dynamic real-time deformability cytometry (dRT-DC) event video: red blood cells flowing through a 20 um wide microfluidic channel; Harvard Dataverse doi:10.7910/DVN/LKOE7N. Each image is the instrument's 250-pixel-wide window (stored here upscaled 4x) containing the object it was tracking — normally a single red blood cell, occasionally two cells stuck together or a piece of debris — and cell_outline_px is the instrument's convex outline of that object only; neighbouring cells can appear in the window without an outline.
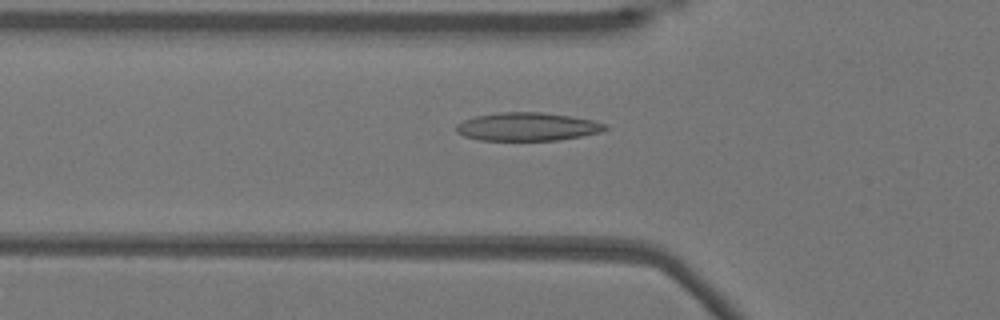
{"species": "Egyptian fruit bat (a non-hibernating species)", "species_latin": "Rousettus aegyptiacus", "temperature_condition": "warm", "stored_images_in_passage": 53, "camera_frame_rate_fps": 3000, "um_per_image_px": 0.085, "animal": {"sex": "female"}, "frame": {"image": 1, "passage_image": 18, "time_ms": 5.667, "image_size_px": [1000, 320], "cell_outline_px": [[608, 128], [600, 132], [560, 140], [480, 140], [464, 136], [456, 132], [456, 124], [464, 120], [476, 116], [500, 112], [544, 112], [592, 120], [608, 124]], "centroid_in_image_um": [44.82, 10.77], "position_along_channel_um": 81.0, "area_um2": 24.45}}
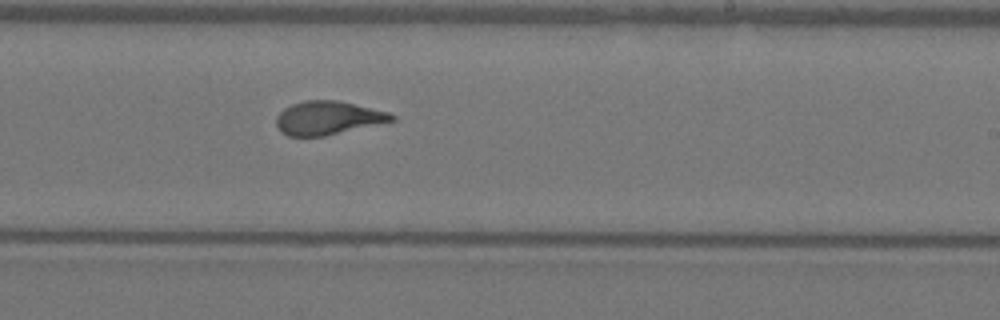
{"frame": {"image": 2, "passage_image": 32, "time_ms": 10.333, "image_size_px": [1000, 320], "cell_outline_px": [[396, 120], [324, 136], [288, 136], [280, 132], [276, 124], [276, 116], [284, 108], [292, 104], [304, 100], [336, 100], [388, 112], [396, 116]], "centroid_in_image_um": [27.84, 10.03], "position_along_channel_um": 261.2, "area_um2": 22.43}}
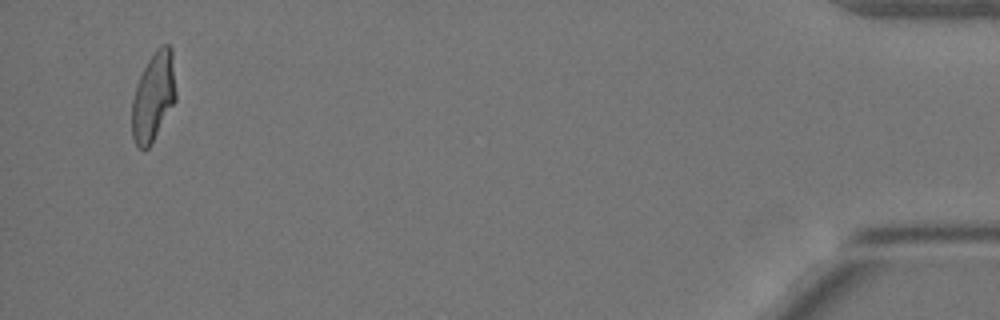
{"frame": {"image": 3, "passage_image": 51, "time_ms": 16.667, "image_size_px": [1000, 320], "cell_outline_px": [[176, 100], [148, 148], [144, 152], [136, 148], [132, 136], [132, 100], [140, 76], [148, 60], [156, 48], [160, 44], [168, 44], [172, 48], [176, 92]], "centroid_in_image_um": [13.04, 8.22], "position_along_channel_um": 422.2, "area_um2": 22.83}, "authors_computed_cell_mechanics": {"area_um2": 23.12, "velocity_mm_per_s": 3.8469, "shape_relaxation_time_tau1_ms": 6.5339, "shape_relaxation_time_tau2_ms": 0.9653, "deformation_change_tau1": 0.2248, "deformation_change_tau2": 0.0695}}